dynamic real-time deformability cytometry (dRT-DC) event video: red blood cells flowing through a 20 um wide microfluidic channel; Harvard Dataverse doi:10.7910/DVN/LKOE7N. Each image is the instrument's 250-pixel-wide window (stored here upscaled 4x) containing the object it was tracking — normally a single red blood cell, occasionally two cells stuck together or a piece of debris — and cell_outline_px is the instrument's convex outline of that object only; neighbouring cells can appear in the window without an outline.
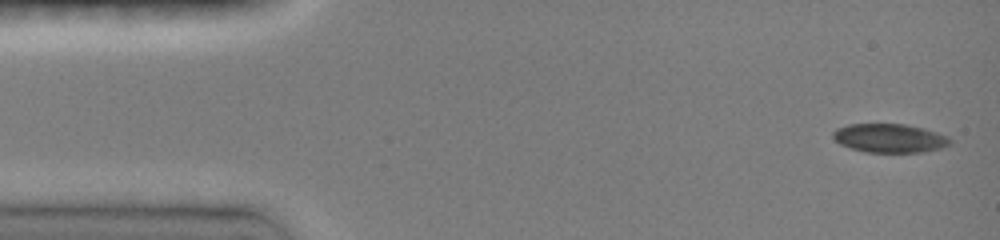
{"species": "common noctule bat (a hibernating species)", "species_latin": "Nyctalus noctula", "temperature_condition": "room temperature", "stored_images_in_passage": 16, "camera_frame_rate_fps": 3000, "um_per_image_px": 0.085, "animal": {"sex": "female", "body_mass_g": 19.0, "forearm_length_mm": 51.5}, "frame": {"image": 1, "passage_image": 1, "time_ms": 0.0, "image_size_px": [1000, 240], "cell_outline_px": [[952, 144], [940, 148], [924, 152], [864, 152], [840, 144], [832, 136], [832, 132], [836, 128], [848, 124], [904, 124], [924, 128], [948, 136], [952, 140]], "centroid_in_image_um": [75.63, 11.74], "position_along_channel_um": 9.4, "area_um2": 19.71}}
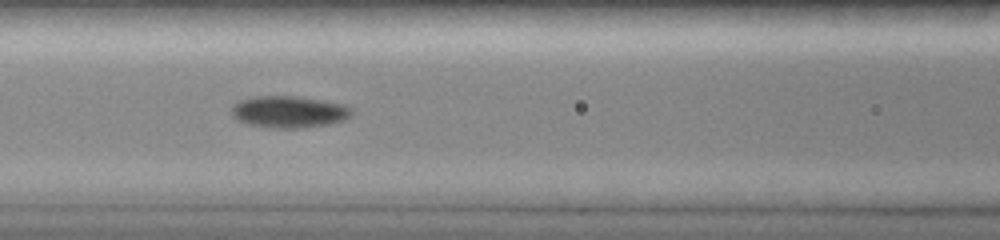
{"frame": {"image": 2, "passage_image": 8, "time_ms": 6.0, "image_size_px": [1000, 240], "cell_outline_px": [[352, 116], [344, 120], [328, 124], [300, 128], [268, 128], [248, 124], [236, 120], [232, 116], [232, 104], [240, 100], [252, 96], [296, 96], [324, 100], [344, 104], [352, 108]], "centroid_in_image_um": [24.55, 9.5], "position_along_channel_um": 142.0, "area_um2": 22.6}}
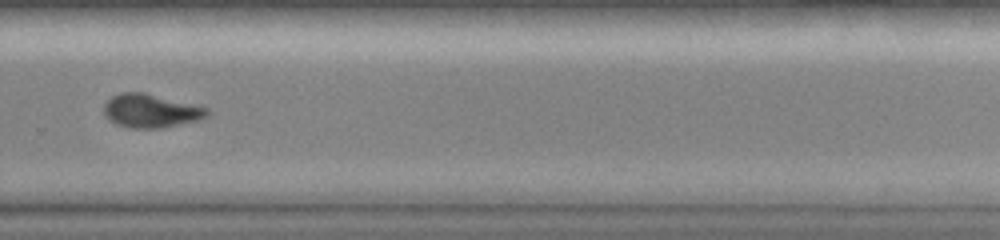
{"frame": {"image": 3, "passage_image": 15, "time_ms": 10.333, "image_size_px": [1000, 240], "cell_outline_px": [[208, 116], [200, 120], [160, 128], [132, 128], [116, 124], [108, 120], [104, 112], [104, 104], [112, 96], [120, 92], [144, 92], [208, 108]], "centroid_in_image_um": [12.8, 9.42], "position_along_channel_um": 317.0, "area_um2": 20.11}}